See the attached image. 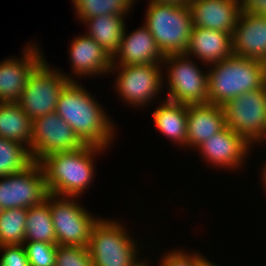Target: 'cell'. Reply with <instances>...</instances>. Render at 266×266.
<instances>
[{
	"label": "cell",
	"mask_w": 266,
	"mask_h": 266,
	"mask_svg": "<svg viewBox=\"0 0 266 266\" xmlns=\"http://www.w3.org/2000/svg\"><path fill=\"white\" fill-rule=\"evenodd\" d=\"M96 101L85 88L71 81L60 94L56 112L84 145L106 150L111 144L115 127Z\"/></svg>",
	"instance_id": "cell-1"
},
{
	"label": "cell",
	"mask_w": 266,
	"mask_h": 266,
	"mask_svg": "<svg viewBox=\"0 0 266 266\" xmlns=\"http://www.w3.org/2000/svg\"><path fill=\"white\" fill-rule=\"evenodd\" d=\"M104 149L84 145L74 151L54 152L43 157L39 164L44 171L48 193L72 198L81 196L93 180V157Z\"/></svg>",
	"instance_id": "cell-2"
},
{
	"label": "cell",
	"mask_w": 266,
	"mask_h": 266,
	"mask_svg": "<svg viewBox=\"0 0 266 266\" xmlns=\"http://www.w3.org/2000/svg\"><path fill=\"white\" fill-rule=\"evenodd\" d=\"M208 73V103L223 106L238 95L260 89L266 63L231 55L211 64Z\"/></svg>",
	"instance_id": "cell-3"
},
{
	"label": "cell",
	"mask_w": 266,
	"mask_h": 266,
	"mask_svg": "<svg viewBox=\"0 0 266 266\" xmlns=\"http://www.w3.org/2000/svg\"><path fill=\"white\" fill-rule=\"evenodd\" d=\"M144 23L166 55L185 54L193 29L188 5L149 3Z\"/></svg>",
	"instance_id": "cell-4"
},
{
	"label": "cell",
	"mask_w": 266,
	"mask_h": 266,
	"mask_svg": "<svg viewBox=\"0 0 266 266\" xmlns=\"http://www.w3.org/2000/svg\"><path fill=\"white\" fill-rule=\"evenodd\" d=\"M134 241L120 222L98 219L87 249L94 266H139Z\"/></svg>",
	"instance_id": "cell-5"
},
{
	"label": "cell",
	"mask_w": 266,
	"mask_h": 266,
	"mask_svg": "<svg viewBox=\"0 0 266 266\" xmlns=\"http://www.w3.org/2000/svg\"><path fill=\"white\" fill-rule=\"evenodd\" d=\"M43 59L30 73L18 105L33 121L48 113L56 111V105L62 90L74 78H70L57 69L51 70ZM58 71V72H57Z\"/></svg>",
	"instance_id": "cell-6"
},
{
	"label": "cell",
	"mask_w": 266,
	"mask_h": 266,
	"mask_svg": "<svg viewBox=\"0 0 266 266\" xmlns=\"http://www.w3.org/2000/svg\"><path fill=\"white\" fill-rule=\"evenodd\" d=\"M226 126L251 146L266 140V106L262 88L244 92L223 106Z\"/></svg>",
	"instance_id": "cell-7"
},
{
	"label": "cell",
	"mask_w": 266,
	"mask_h": 266,
	"mask_svg": "<svg viewBox=\"0 0 266 266\" xmlns=\"http://www.w3.org/2000/svg\"><path fill=\"white\" fill-rule=\"evenodd\" d=\"M186 54H170L164 57L168 65L169 92L166 100L192 105L208 103V73L204 74ZM170 64V65H169Z\"/></svg>",
	"instance_id": "cell-8"
},
{
	"label": "cell",
	"mask_w": 266,
	"mask_h": 266,
	"mask_svg": "<svg viewBox=\"0 0 266 266\" xmlns=\"http://www.w3.org/2000/svg\"><path fill=\"white\" fill-rule=\"evenodd\" d=\"M71 199L72 197L49 194L56 244L87 248L93 225L98 219L92 217L78 202H73L74 197Z\"/></svg>",
	"instance_id": "cell-9"
},
{
	"label": "cell",
	"mask_w": 266,
	"mask_h": 266,
	"mask_svg": "<svg viewBox=\"0 0 266 266\" xmlns=\"http://www.w3.org/2000/svg\"><path fill=\"white\" fill-rule=\"evenodd\" d=\"M0 179V210L28 209L41 204L49 194L39 162L34 161L23 171Z\"/></svg>",
	"instance_id": "cell-10"
},
{
	"label": "cell",
	"mask_w": 266,
	"mask_h": 266,
	"mask_svg": "<svg viewBox=\"0 0 266 266\" xmlns=\"http://www.w3.org/2000/svg\"><path fill=\"white\" fill-rule=\"evenodd\" d=\"M82 146L84 144L71 126L56 111L33 120L30 145L33 161L39 162L51 153L74 151Z\"/></svg>",
	"instance_id": "cell-11"
},
{
	"label": "cell",
	"mask_w": 266,
	"mask_h": 266,
	"mask_svg": "<svg viewBox=\"0 0 266 266\" xmlns=\"http://www.w3.org/2000/svg\"><path fill=\"white\" fill-rule=\"evenodd\" d=\"M112 63L110 72L115 70L119 74L116 86L119 95L127 103L137 107L147 105L162 90L161 65L148 63L140 65L116 66ZM160 65V66H159ZM113 69V70H112Z\"/></svg>",
	"instance_id": "cell-12"
},
{
	"label": "cell",
	"mask_w": 266,
	"mask_h": 266,
	"mask_svg": "<svg viewBox=\"0 0 266 266\" xmlns=\"http://www.w3.org/2000/svg\"><path fill=\"white\" fill-rule=\"evenodd\" d=\"M188 6L193 27L208 28L232 35L243 10L242 0H190Z\"/></svg>",
	"instance_id": "cell-13"
},
{
	"label": "cell",
	"mask_w": 266,
	"mask_h": 266,
	"mask_svg": "<svg viewBox=\"0 0 266 266\" xmlns=\"http://www.w3.org/2000/svg\"><path fill=\"white\" fill-rule=\"evenodd\" d=\"M28 46L22 58H7L0 63V102H17L30 73L44 59L38 46Z\"/></svg>",
	"instance_id": "cell-14"
},
{
	"label": "cell",
	"mask_w": 266,
	"mask_h": 266,
	"mask_svg": "<svg viewBox=\"0 0 266 266\" xmlns=\"http://www.w3.org/2000/svg\"><path fill=\"white\" fill-rule=\"evenodd\" d=\"M249 147L250 144L241 135L226 126L202 143L197 150L214 166L233 170L243 165L245 156L250 151Z\"/></svg>",
	"instance_id": "cell-15"
},
{
	"label": "cell",
	"mask_w": 266,
	"mask_h": 266,
	"mask_svg": "<svg viewBox=\"0 0 266 266\" xmlns=\"http://www.w3.org/2000/svg\"><path fill=\"white\" fill-rule=\"evenodd\" d=\"M233 55L266 63V16L242 10L232 35Z\"/></svg>",
	"instance_id": "cell-16"
},
{
	"label": "cell",
	"mask_w": 266,
	"mask_h": 266,
	"mask_svg": "<svg viewBox=\"0 0 266 266\" xmlns=\"http://www.w3.org/2000/svg\"><path fill=\"white\" fill-rule=\"evenodd\" d=\"M125 30L126 28L120 41L119 51L112 58V63H117V66H127L163 62L165 56L145 24L128 36ZM115 58H119L120 63Z\"/></svg>",
	"instance_id": "cell-17"
},
{
	"label": "cell",
	"mask_w": 266,
	"mask_h": 266,
	"mask_svg": "<svg viewBox=\"0 0 266 266\" xmlns=\"http://www.w3.org/2000/svg\"><path fill=\"white\" fill-rule=\"evenodd\" d=\"M226 127L222 106L212 103L187 105V146L198 148Z\"/></svg>",
	"instance_id": "cell-18"
},
{
	"label": "cell",
	"mask_w": 266,
	"mask_h": 266,
	"mask_svg": "<svg viewBox=\"0 0 266 266\" xmlns=\"http://www.w3.org/2000/svg\"><path fill=\"white\" fill-rule=\"evenodd\" d=\"M185 54L190 59L196 55L207 66L218 63L233 54L232 34L193 27Z\"/></svg>",
	"instance_id": "cell-19"
},
{
	"label": "cell",
	"mask_w": 266,
	"mask_h": 266,
	"mask_svg": "<svg viewBox=\"0 0 266 266\" xmlns=\"http://www.w3.org/2000/svg\"><path fill=\"white\" fill-rule=\"evenodd\" d=\"M70 63L73 73L80 76L110 73L112 58L92 37L87 34L81 35L71 43Z\"/></svg>",
	"instance_id": "cell-20"
},
{
	"label": "cell",
	"mask_w": 266,
	"mask_h": 266,
	"mask_svg": "<svg viewBox=\"0 0 266 266\" xmlns=\"http://www.w3.org/2000/svg\"><path fill=\"white\" fill-rule=\"evenodd\" d=\"M160 104L152 113L155 126L170 140L187 146V105L166 99Z\"/></svg>",
	"instance_id": "cell-21"
},
{
	"label": "cell",
	"mask_w": 266,
	"mask_h": 266,
	"mask_svg": "<svg viewBox=\"0 0 266 266\" xmlns=\"http://www.w3.org/2000/svg\"><path fill=\"white\" fill-rule=\"evenodd\" d=\"M33 121L17 102H0V137L31 145Z\"/></svg>",
	"instance_id": "cell-22"
},
{
	"label": "cell",
	"mask_w": 266,
	"mask_h": 266,
	"mask_svg": "<svg viewBox=\"0 0 266 266\" xmlns=\"http://www.w3.org/2000/svg\"><path fill=\"white\" fill-rule=\"evenodd\" d=\"M123 18L125 15L110 14L94 16L85 21L89 24L87 35L101 45L111 58L119 51L125 29Z\"/></svg>",
	"instance_id": "cell-23"
},
{
	"label": "cell",
	"mask_w": 266,
	"mask_h": 266,
	"mask_svg": "<svg viewBox=\"0 0 266 266\" xmlns=\"http://www.w3.org/2000/svg\"><path fill=\"white\" fill-rule=\"evenodd\" d=\"M24 242L56 244L55 228L49 209V194L41 204L27 209Z\"/></svg>",
	"instance_id": "cell-24"
},
{
	"label": "cell",
	"mask_w": 266,
	"mask_h": 266,
	"mask_svg": "<svg viewBox=\"0 0 266 266\" xmlns=\"http://www.w3.org/2000/svg\"><path fill=\"white\" fill-rule=\"evenodd\" d=\"M33 162L29 147L0 137V177L21 172Z\"/></svg>",
	"instance_id": "cell-25"
},
{
	"label": "cell",
	"mask_w": 266,
	"mask_h": 266,
	"mask_svg": "<svg viewBox=\"0 0 266 266\" xmlns=\"http://www.w3.org/2000/svg\"><path fill=\"white\" fill-rule=\"evenodd\" d=\"M78 19H87L101 15H124L132 9L134 0H71ZM133 3V4H132Z\"/></svg>",
	"instance_id": "cell-26"
},
{
	"label": "cell",
	"mask_w": 266,
	"mask_h": 266,
	"mask_svg": "<svg viewBox=\"0 0 266 266\" xmlns=\"http://www.w3.org/2000/svg\"><path fill=\"white\" fill-rule=\"evenodd\" d=\"M26 208L0 210V246L24 244Z\"/></svg>",
	"instance_id": "cell-27"
},
{
	"label": "cell",
	"mask_w": 266,
	"mask_h": 266,
	"mask_svg": "<svg viewBox=\"0 0 266 266\" xmlns=\"http://www.w3.org/2000/svg\"><path fill=\"white\" fill-rule=\"evenodd\" d=\"M23 246L30 266H55L57 244L24 242Z\"/></svg>",
	"instance_id": "cell-28"
},
{
	"label": "cell",
	"mask_w": 266,
	"mask_h": 266,
	"mask_svg": "<svg viewBox=\"0 0 266 266\" xmlns=\"http://www.w3.org/2000/svg\"><path fill=\"white\" fill-rule=\"evenodd\" d=\"M55 266H94L88 249L57 245Z\"/></svg>",
	"instance_id": "cell-29"
},
{
	"label": "cell",
	"mask_w": 266,
	"mask_h": 266,
	"mask_svg": "<svg viewBox=\"0 0 266 266\" xmlns=\"http://www.w3.org/2000/svg\"><path fill=\"white\" fill-rule=\"evenodd\" d=\"M0 266H30L23 244L0 246Z\"/></svg>",
	"instance_id": "cell-30"
},
{
	"label": "cell",
	"mask_w": 266,
	"mask_h": 266,
	"mask_svg": "<svg viewBox=\"0 0 266 266\" xmlns=\"http://www.w3.org/2000/svg\"><path fill=\"white\" fill-rule=\"evenodd\" d=\"M161 260L160 266H198V264L204 259V256L195 254H186L184 251L175 250L174 252H168Z\"/></svg>",
	"instance_id": "cell-31"
},
{
	"label": "cell",
	"mask_w": 266,
	"mask_h": 266,
	"mask_svg": "<svg viewBox=\"0 0 266 266\" xmlns=\"http://www.w3.org/2000/svg\"><path fill=\"white\" fill-rule=\"evenodd\" d=\"M243 11L266 16V0H242Z\"/></svg>",
	"instance_id": "cell-32"
},
{
	"label": "cell",
	"mask_w": 266,
	"mask_h": 266,
	"mask_svg": "<svg viewBox=\"0 0 266 266\" xmlns=\"http://www.w3.org/2000/svg\"><path fill=\"white\" fill-rule=\"evenodd\" d=\"M190 0H151L150 3H166L174 5H188Z\"/></svg>",
	"instance_id": "cell-33"
},
{
	"label": "cell",
	"mask_w": 266,
	"mask_h": 266,
	"mask_svg": "<svg viewBox=\"0 0 266 266\" xmlns=\"http://www.w3.org/2000/svg\"><path fill=\"white\" fill-rule=\"evenodd\" d=\"M261 88H262L263 93H264L265 106H266V65H265V68H264V71H263Z\"/></svg>",
	"instance_id": "cell-34"
},
{
	"label": "cell",
	"mask_w": 266,
	"mask_h": 266,
	"mask_svg": "<svg viewBox=\"0 0 266 266\" xmlns=\"http://www.w3.org/2000/svg\"><path fill=\"white\" fill-rule=\"evenodd\" d=\"M198 266H217V265H214L213 263L209 262L208 259H203L199 264Z\"/></svg>",
	"instance_id": "cell-35"
},
{
	"label": "cell",
	"mask_w": 266,
	"mask_h": 266,
	"mask_svg": "<svg viewBox=\"0 0 266 266\" xmlns=\"http://www.w3.org/2000/svg\"><path fill=\"white\" fill-rule=\"evenodd\" d=\"M264 171L262 172V181L264 182V186H265V190H266V166H264L263 168H262Z\"/></svg>",
	"instance_id": "cell-36"
},
{
	"label": "cell",
	"mask_w": 266,
	"mask_h": 266,
	"mask_svg": "<svg viewBox=\"0 0 266 266\" xmlns=\"http://www.w3.org/2000/svg\"><path fill=\"white\" fill-rule=\"evenodd\" d=\"M139 266H149V264H147L145 261L144 262L142 261V263Z\"/></svg>",
	"instance_id": "cell-37"
}]
</instances>
